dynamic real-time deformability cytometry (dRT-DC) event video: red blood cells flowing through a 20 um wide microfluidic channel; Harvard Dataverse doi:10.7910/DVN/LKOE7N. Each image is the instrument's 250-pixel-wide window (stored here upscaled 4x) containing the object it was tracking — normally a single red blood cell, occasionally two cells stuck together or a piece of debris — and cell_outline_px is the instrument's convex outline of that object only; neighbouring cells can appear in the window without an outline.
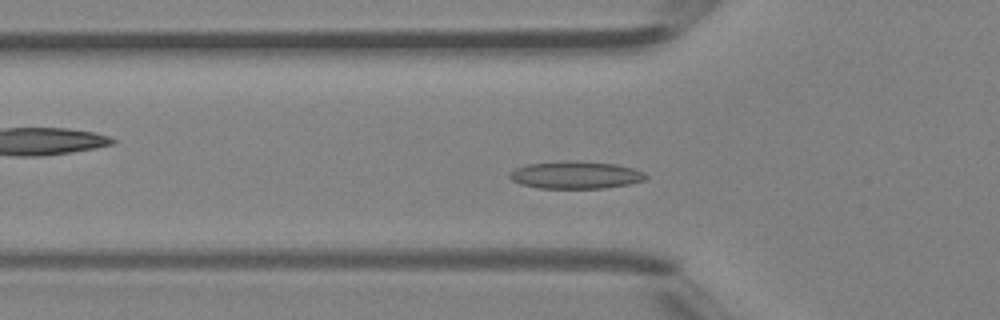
{"species": "Egyptian fruit bat (a non-hibernating species)", "species_latin": "Rousettus aegyptiacus", "temperature_condition": "room temperature", "stored_images_in_passage": 42, "camera_frame_rate_fps": 3000, "um_per_image_px": 0.085, "animal": {"sex": "female"}, "frame": {"image": 1, "passage_image": 10, "time_ms": 3.0, "image_size_px": [1000, 320], "cell_outline_px": [[648, 176], [644, 180], [628, 184], [604, 188], [540, 188], [520, 184], [512, 180], [508, 176], [508, 172], [516, 168], [528, 164], [616, 164], [632, 168], [644, 172]], "centroid_in_image_um": [48.93, 14.94], "position_along_channel_um": 76.9, "area_um2": 20.46}}
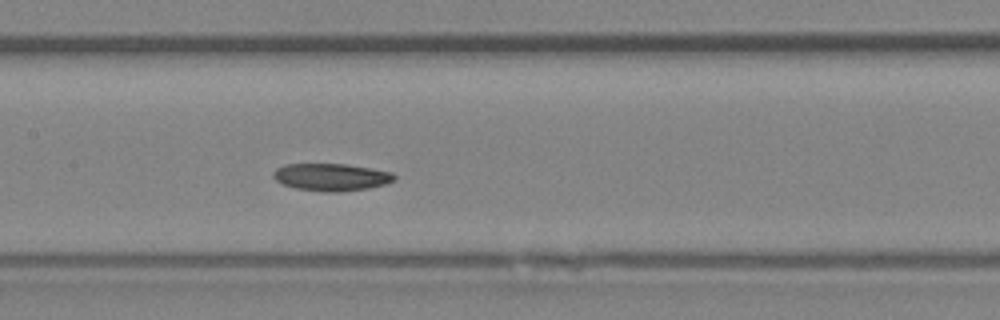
{"frame": {"image": 2, "passage_image": 17, "time_ms": 5.333, "image_size_px": [1000, 320], "cell_outline_px": [[396, 180], [384, 184], [368, 188], [340, 192], [324, 192], [296, 188], [284, 184], [276, 180], [272, 176], [272, 172], [276, 168], [284, 164], [348, 164], [372, 168], [392, 172], [396, 176]], "centroid_in_image_um": [28.16, 15.05], "position_along_channel_um": 179.2, "area_um2": 19.42}}
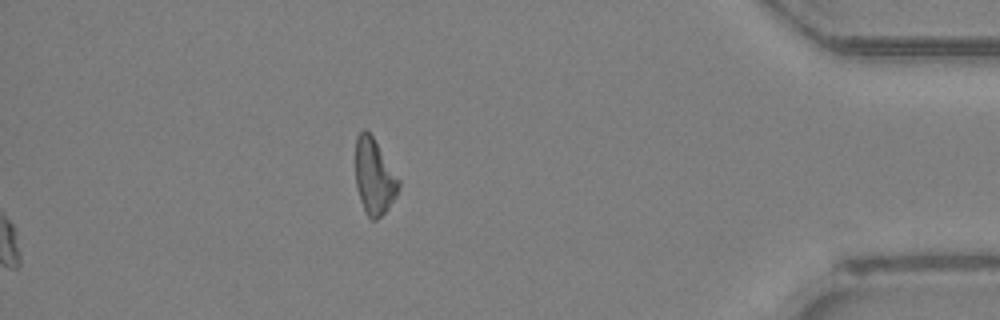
{"frame": {"image": 3, "passage_image": 42, "time_ms": 13.667, "image_size_px": [1000, 320], "cell_outline_px": [[400, 188], [396, 196], [388, 208], [376, 220], [372, 220], [368, 216], [360, 200], [356, 184], [356, 136], [364, 128], [372, 136], [400, 180]], "centroid_in_image_um": [31.81, 15.02], "position_along_channel_um": 403.4, "area_um2": 18.79}, "authors_computed_cell_mechanics": {"area_um2": 19.4208, "velocity_mm_per_s": 4.4021, "shape_relaxation_time_tau1_ms": 3.8105, "shape_relaxation_time_tau2_ms": null, "deformation_change_tau1": 0.0979, "deformation_change_tau2": null}}